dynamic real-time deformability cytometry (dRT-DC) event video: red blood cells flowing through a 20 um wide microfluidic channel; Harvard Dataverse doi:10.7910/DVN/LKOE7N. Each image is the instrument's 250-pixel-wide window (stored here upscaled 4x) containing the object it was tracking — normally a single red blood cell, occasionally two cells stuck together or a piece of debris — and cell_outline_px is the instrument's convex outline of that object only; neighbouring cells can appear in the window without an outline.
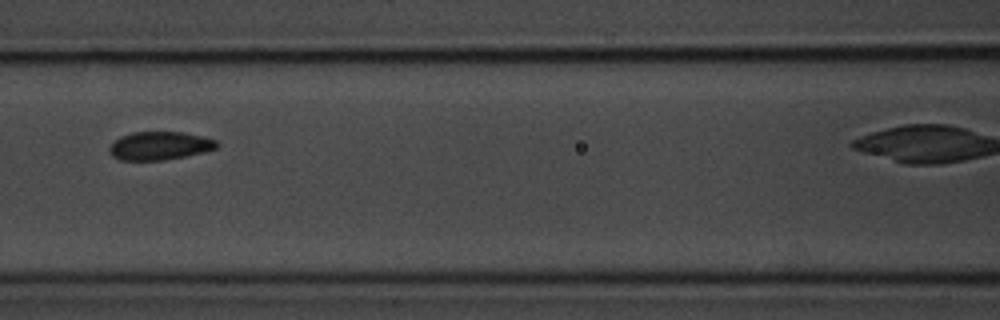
{"species": "common noctule bat (a hibernating species)", "species_latin": "Nyctalus noctula", "temperature_condition": "room temperature", "stored_images_in_passage": 13, "camera_frame_rate_fps": 3000, "um_per_image_px": 0.085, "animal": {"sex": "male", "body_mass_g": 20.1, "forearm_length_mm": 53.5}, "frame": {"image": 1, "passage_image": 6, "time_ms": 5.667, "image_size_px": [1000, 320], "cell_outline_px": [[220, 144], [216, 148], [204, 152], [164, 160], [120, 160], [112, 156], [108, 152], [108, 148], [120, 136], [132, 132], [184, 132], [216, 140]], "centroid_in_image_um": [13.55, 12.39], "position_along_channel_um": 153.0, "area_um2": 17.69}}
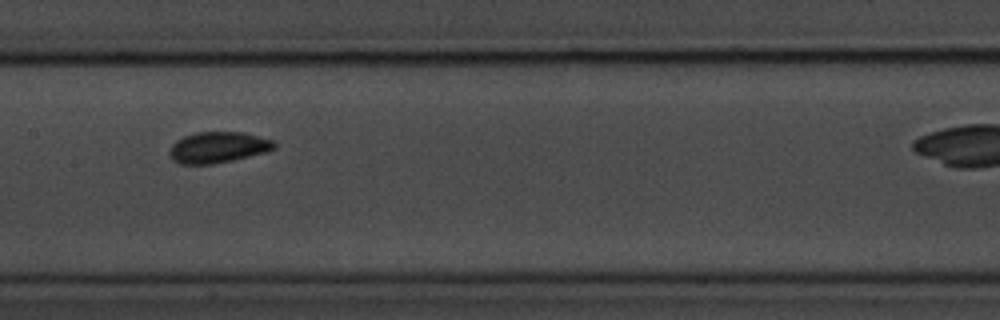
{"frame": {"image": 2, "passage_image": 7, "time_ms": 6.667, "image_size_px": [1000, 320], "cell_outline_px": [[276, 148], [268, 152], [232, 160], [212, 164], [180, 164], [172, 160], [168, 152], [172, 144], [176, 140], [184, 136], [196, 132], [244, 132], [272, 140], [276, 144]], "centroid_in_image_um": [18.52, 12.52], "position_along_channel_um": 188.9, "area_um2": 19.07}}